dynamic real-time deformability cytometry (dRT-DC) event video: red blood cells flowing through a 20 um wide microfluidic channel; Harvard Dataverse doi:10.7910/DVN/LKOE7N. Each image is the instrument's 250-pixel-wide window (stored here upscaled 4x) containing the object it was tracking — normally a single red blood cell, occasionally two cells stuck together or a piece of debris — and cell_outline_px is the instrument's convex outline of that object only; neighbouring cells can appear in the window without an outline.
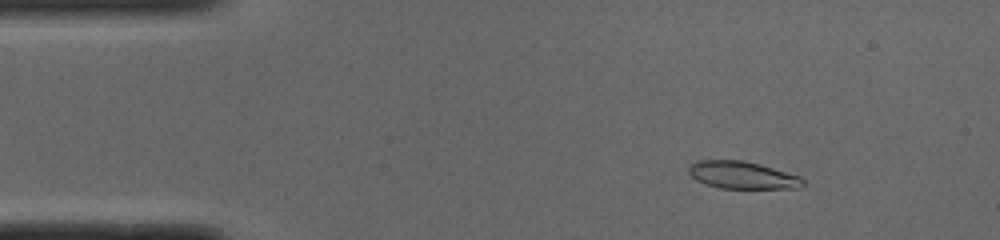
{"species": "common noctule bat (a hibernating species)", "species_latin": "Nyctalus noctula", "temperature_condition": "cold", "stored_images_in_passage": 50, "camera_frame_rate_fps": 3000, "um_per_image_px": 0.085, "animal": {"sex": "male", "body_mass_g": 19.0, "forearm_length_mm": 50.8}, "frame": {"image": 1, "passage_image": 7, "time_ms": 2.0, "image_size_px": [1000, 240], "cell_outline_px": [[804, 184], [800, 188], [720, 188], [704, 184], [696, 180], [688, 172], [688, 168], [696, 160], [740, 160], [760, 164], [800, 176], [804, 180]], "centroid_in_image_um": [63.09, 14.88], "position_along_channel_um": 21.9, "area_um2": 18.21}}
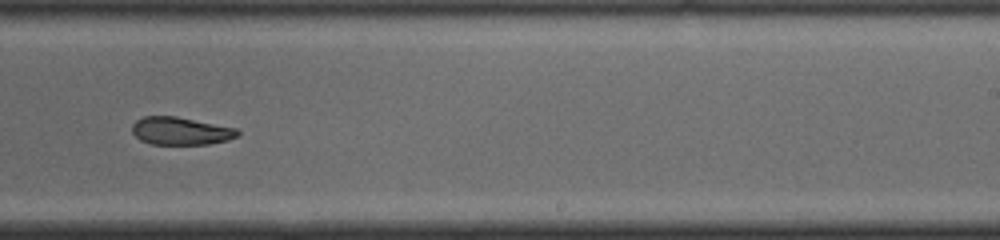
{"frame": {"image": 2, "passage_image": 31, "time_ms": 10.0, "image_size_px": [1000, 240], "cell_outline_px": [[240, 132], [236, 136], [228, 140], [208, 144], [152, 144], [140, 140], [132, 132], [132, 124], [136, 120], [144, 116], [176, 116], [236, 128]], "centroid_in_image_um": [15.33, 11.13], "position_along_channel_um": 273.7, "area_um2": 16.99}}
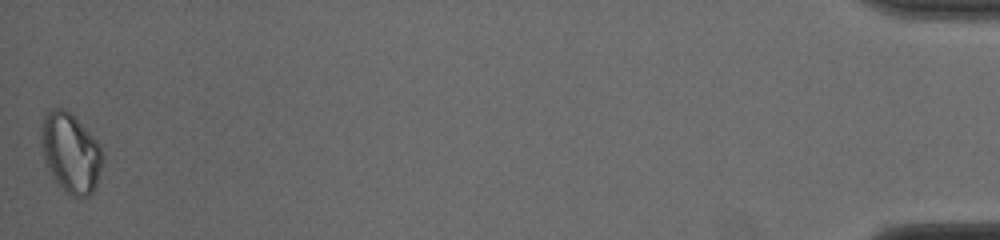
{"frame": {"image": 3, "passage_image": 50, "time_ms": 16.333, "image_size_px": [1000, 240], "cell_outline_px": [[104, 160], [96, 188], [88, 196], [72, 196], [52, 176], [44, 160], [40, 144], [40, 132], [44, 116], [52, 108], [60, 108], [68, 112], [100, 144], [104, 156]], "centroid_in_image_um": [6.01, 13.0], "position_along_channel_um": 429.2, "area_um2": 28.21}, "authors_computed_cell_mechanics": {"area_um2": 18.6983, "velocity_mm_per_s": 4.0066, "shape_relaxation_time_tau1_ms": 4.1318, "shape_relaxation_time_tau2_ms": 3.3854, "deformation_change_tau1": 0.1327, "deformation_change_tau2": 0.0768}}